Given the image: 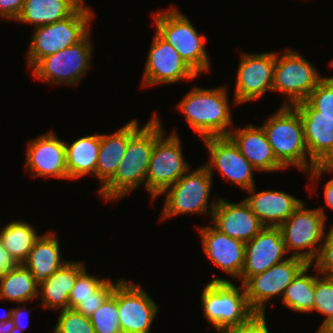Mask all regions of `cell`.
I'll use <instances>...</instances> for the list:
<instances>
[{
  "label": "cell",
  "mask_w": 333,
  "mask_h": 333,
  "mask_svg": "<svg viewBox=\"0 0 333 333\" xmlns=\"http://www.w3.org/2000/svg\"><path fill=\"white\" fill-rule=\"evenodd\" d=\"M261 127L276 159L285 168L293 166L308 173L313 183L324 173L332 172L333 174V165H317L310 157H307L303 122L299 112L293 106L282 105L264 121Z\"/></svg>",
  "instance_id": "cell-1"
},
{
  "label": "cell",
  "mask_w": 333,
  "mask_h": 333,
  "mask_svg": "<svg viewBox=\"0 0 333 333\" xmlns=\"http://www.w3.org/2000/svg\"><path fill=\"white\" fill-rule=\"evenodd\" d=\"M138 120L128 121V146L115 175L99 189L107 202L118 201L130 191L143 185L149 168L151 153L156 142V114L139 127Z\"/></svg>",
  "instance_id": "cell-2"
},
{
  "label": "cell",
  "mask_w": 333,
  "mask_h": 333,
  "mask_svg": "<svg viewBox=\"0 0 333 333\" xmlns=\"http://www.w3.org/2000/svg\"><path fill=\"white\" fill-rule=\"evenodd\" d=\"M225 86L192 88L177 105L185 120L201 137L228 136L232 130V115Z\"/></svg>",
  "instance_id": "cell-3"
},
{
  "label": "cell",
  "mask_w": 333,
  "mask_h": 333,
  "mask_svg": "<svg viewBox=\"0 0 333 333\" xmlns=\"http://www.w3.org/2000/svg\"><path fill=\"white\" fill-rule=\"evenodd\" d=\"M156 33L169 43L184 62L199 76L210 71V61L206 52V36L199 34L187 16L177 8L158 11L153 14Z\"/></svg>",
  "instance_id": "cell-4"
},
{
  "label": "cell",
  "mask_w": 333,
  "mask_h": 333,
  "mask_svg": "<svg viewBox=\"0 0 333 333\" xmlns=\"http://www.w3.org/2000/svg\"><path fill=\"white\" fill-rule=\"evenodd\" d=\"M96 17L84 2L67 18L33 29L27 51V67L31 69L41 58L80 42L91 31Z\"/></svg>",
  "instance_id": "cell-5"
},
{
  "label": "cell",
  "mask_w": 333,
  "mask_h": 333,
  "mask_svg": "<svg viewBox=\"0 0 333 333\" xmlns=\"http://www.w3.org/2000/svg\"><path fill=\"white\" fill-rule=\"evenodd\" d=\"M241 285L238 287L230 280L215 277L204 286L202 311L217 333L244 323L255 313L248 303L244 285Z\"/></svg>",
  "instance_id": "cell-6"
},
{
  "label": "cell",
  "mask_w": 333,
  "mask_h": 333,
  "mask_svg": "<svg viewBox=\"0 0 333 333\" xmlns=\"http://www.w3.org/2000/svg\"><path fill=\"white\" fill-rule=\"evenodd\" d=\"M154 113L156 114V142L145 178V189L152 200L161 196L168 187L191 169L184 159L182 141L177 132L173 131L166 137L158 113L156 111Z\"/></svg>",
  "instance_id": "cell-7"
},
{
  "label": "cell",
  "mask_w": 333,
  "mask_h": 333,
  "mask_svg": "<svg viewBox=\"0 0 333 333\" xmlns=\"http://www.w3.org/2000/svg\"><path fill=\"white\" fill-rule=\"evenodd\" d=\"M212 178L204 165L182 175L161 194L166 197L160 220L189 213L212 216L218 202L216 197L209 203Z\"/></svg>",
  "instance_id": "cell-8"
},
{
  "label": "cell",
  "mask_w": 333,
  "mask_h": 333,
  "mask_svg": "<svg viewBox=\"0 0 333 333\" xmlns=\"http://www.w3.org/2000/svg\"><path fill=\"white\" fill-rule=\"evenodd\" d=\"M324 209H307L305 202L295 209L293 214L279 226L287 253L304 259L312 264L319 254L326 236Z\"/></svg>",
  "instance_id": "cell-9"
},
{
  "label": "cell",
  "mask_w": 333,
  "mask_h": 333,
  "mask_svg": "<svg viewBox=\"0 0 333 333\" xmlns=\"http://www.w3.org/2000/svg\"><path fill=\"white\" fill-rule=\"evenodd\" d=\"M92 44L89 32L80 42L41 58L30 69L33 77L49 84L77 86L90 69Z\"/></svg>",
  "instance_id": "cell-10"
},
{
  "label": "cell",
  "mask_w": 333,
  "mask_h": 333,
  "mask_svg": "<svg viewBox=\"0 0 333 333\" xmlns=\"http://www.w3.org/2000/svg\"><path fill=\"white\" fill-rule=\"evenodd\" d=\"M283 53L279 56L276 52L272 91L285 94L283 106H294L306 101L324 77L300 53L292 49Z\"/></svg>",
  "instance_id": "cell-11"
},
{
  "label": "cell",
  "mask_w": 333,
  "mask_h": 333,
  "mask_svg": "<svg viewBox=\"0 0 333 333\" xmlns=\"http://www.w3.org/2000/svg\"><path fill=\"white\" fill-rule=\"evenodd\" d=\"M308 263L299 257L289 256L263 273L250 277L243 285L248 303L255 313H265L267 303L283 295L285 288Z\"/></svg>",
  "instance_id": "cell-12"
},
{
  "label": "cell",
  "mask_w": 333,
  "mask_h": 333,
  "mask_svg": "<svg viewBox=\"0 0 333 333\" xmlns=\"http://www.w3.org/2000/svg\"><path fill=\"white\" fill-rule=\"evenodd\" d=\"M237 69L234 105L256 101L272 91L276 52L244 53Z\"/></svg>",
  "instance_id": "cell-13"
},
{
  "label": "cell",
  "mask_w": 333,
  "mask_h": 333,
  "mask_svg": "<svg viewBox=\"0 0 333 333\" xmlns=\"http://www.w3.org/2000/svg\"><path fill=\"white\" fill-rule=\"evenodd\" d=\"M209 151L210 160L203 164L211 176L216 169L222 177L247 191L255 186L253 172L257 170L239 151L228 136L202 139Z\"/></svg>",
  "instance_id": "cell-14"
},
{
  "label": "cell",
  "mask_w": 333,
  "mask_h": 333,
  "mask_svg": "<svg viewBox=\"0 0 333 333\" xmlns=\"http://www.w3.org/2000/svg\"><path fill=\"white\" fill-rule=\"evenodd\" d=\"M117 305L122 333H150L159 305L134 282L117 284Z\"/></svg>",
  "instance_id": "cell-15"
},
{
  "label": "cell",
  "mask_w": 333,
  "mask_h": 333,
  "mask_svg": "<svg viewBox=\"0 0 333 333\" xmlns=\"http://www.w3.org/2000/svg\"><path fill=\"white\" fill-rule=\"evenodd\" d=\"M146 59L142 86L173 84L181 80H192L198 75L184 62L169 43L156 32Z\"/></svg>",
  "instance_id": "cell-16"
},
{
  "label": "cell",
  "mask_w": 333,
  "mask_h": 333,
  "mask_svg": "<svg viewBox=\"0 0 333 333\" xmlns=\"http://www.w3.org/2000/svg\"><path fill=\"white\" fill-rule=\"evenodd\" d=\"M26 170L34 177L68 179L65 141L53 131L28 141Z\"/></svg>",
  "instance_id": "cell-17"
},
{
  "label": "cell",
  "mask_w": 333,
  "mask_h": 333,
  "mask_svg": "<svg viewBox=\"0 0 333 333\" xmlns=\"http://www.w3.org/2000/svg\"><path fill=\"white\" fill-rule=\"evenodd\" d=\"M286 254L279 227L265 226L252 240L245 243L244 266L239 282L244 284L250 277L283 262L287 259L284 256Z\"/></svg>",
  "instance_id": "cell-18"
},
{
  "label": "cell",
  "mask_w": 333,
  "mask_h": 333,
  "mask_svg": "<svg viewBox=\"0 0 333 333\" xmlns=\"http://www.w3.org/2000/svg\"><path fill=\"white\" fill-rule=\"evenodd\" d=\"M211 221L220 232L244 243L252 240L265 226L242 200L238 203L218 198Z\"/></svg>",
  "instance_id": "cell-19"
},
{
  "label": "cell",
  "mask_w": 333,
  "mask_h": 333,
  "mask_svg": "<svg viewBox=\"0 0 333 333\" xmlns=\"http://www.w3.org/2000/svg\"><path fill=\"white\" fill-rule=\"evenodd\" d=\"M204 253L217 268L239 279L244 266L245 243L227 236L213 225L199 227Z\"/></svg>",
  "instance_id": "cell-20"
},
{
  "label": "cell",
  "mask_w": 333,
  "mask_h": 333,
  "mask_svg": "<svg viewBox=\"0 0 333 333\" xmlns=\"http://www.w3.org/2000/svg\"><path fill=\"white\" fill-rule=\"evenodd\" d=\"M228 137L241 154L258 170L276 172L286 168L276 159L263 128L252 124L244 128H233Z\"/></svg>",
  "instance_id": "cell-21"
},
{
  "label": "cell",
  "mask_w": 333,
  "mask_h": 333,
  "mask_svg": "<svg viewBox=\"0 0 333 333\" xmlns=\"http://www.w3.org/2000/svg\"><path fill=\"white\" fill-rule=\"evenodd\" d=\"M246 192L250 195L245 202L260 222L269 227H279L303 201L279 190L257 192L255 186Z\"/></svg>",
  "instance_id": "cell-22"
},
{
  "label": "cell",
  "mask_w": 333,
  "mask_h": 333,
  "mask_svg": "<svg viewBox=\"0 0 333 333\" xmlns=\"http://www.w3.org/2000/svg\"><path fill=\"white\" fill-rule=\"evenodd\" d=\"M86 269L83 261H67L39 286V299L44 308L69 309V294L77 277Z\"/></svg>",
  "instance_id": "cell-23"
},
{
  "label": "cell",
  "mask_w": 333,
  "mask_h": 333,
  "mask_svg": "<svg viewBox=\"0 0 333 333\" xmlns=\"http://www.w3.org/2000/svg\"><path fill=\"white\" fill-rule=\"evenodd\" d=\"M301 119L308 157L317 165H333V117L301 116Z\"/></svg>",
  "instance_id": "cell-24"
},
{
  "label": "cell",
  "mask_w": 333,
  "mask_h": 333,
  "mask_svg": "<svg viewBox=\"0 0 333 333\" xmlns=\"http://www.w3.org/2000/svg\"><path fill=\"white\" fill-rule=\"evenodd\" d=\"M60 243L54 232H46L35 241L23 262L33 273L35 282L40 286L68 260H63Z\"/></svg>",
  "instance_id": "cell-25"
},
{
  "label": "cell",
  "mask_w": 333,
  "mask_h": 333,
  "mask_svg": "<svg viewBox=\"0 0 333 333\" xmlns=\"http://www.w3.org/2000/svg\"><path fill=\"white\" fill-rule=\"evenodd\" d=\"M85 0H25L17 22L34 28L69 17Z\"/></svg>",
  "instance_id": "cell-26"
},
{
  "label": "cell",
  "mask_w": 333,
  "mask_h": 333,
  "mask_svg": "<svg viewBox=\"0 0 333 333\" xmlns=\"http://www.w3.org/2000/svg\"><path fill=\"white\" fill-rule=\"evenodd\" d=\"M128 146V123L113 134H100L96 178L101 189L116 173Z\"/></svg>",
  "instance_id": "cell-27"
},
{
  "label": "cell",
  "mask_w": 333,
  "mask_h": 333,
  "mask_svg": "<svg viewBox=\"0 0 333 333\" xmlns=\"http://www.w3.org/2000/svg\"><path fill=\"white\" fill-rule=\"evenodd\" d=\"M65 146L68 180H76L89 174L96 176L100 134L80 137L71 144L65 142Z\"/></svg>",
  "instance_id": "cell-28"
},
{
  "label": "cell",
  "mask_w": 333,
  "mask_h": 333,
  "mask_svg": "<svg viewBox=\"0 0 333 333\" xmlns=\"http://www.w3.org/2000/svg\"><path fill=\"white\" fill-rule=\"evenodd\" d=\"M39 285L32 271L22 264H15L0 276V299L18 304L39 298Z\"/></svg>",
  "instance_id": "cell-29"
},
{
  "label": "cell",
  "mask_w": 333,
  "mask_h": 333,
  "mask_svg": "<svg viewBox=\"0 0 333 333\" xmlns=\"http://www.w3.org/2000/svg\"><path fill=\"white\" fill-rule=\"evenodd\" d=\"M40 237L26 221H13L1 228L0 242L14 264H22Z\"/></svg>",
  "instance_id": "cell-30"
},
{
  "label": "cell",
  "mask_w": 333,
  "mask_h": 333,
  "mask_svg": "<svg viewBox=\"0 0 333 333\" xmlns=\"http://www.w3.org/2000/svg\"><path fill=\"white\" fill-rule=\"evenodd\" d=\"M312 264L306 265L285 288L282 302L291 310L299 313L313 312L315 275H307Z\"/></svg>",
  "instance_id": "cell-31"
},
{
  "label": "cell",
  "mask_w": 333,
  "mask_h": 333,
  "mask_svg": "<svg viewBox=\"0 0 333 333\" xmlns=\"http://www.w3.org/2000/svg\"><path fill=\"white\" fill-rule=\"evenodd\" d=\"M121 280L113 282L109 278L100 279V277L88 274L85 269L77 277L69 294V309L76 310L83 301L88 299H107Z\"/></svg>",
  "instance_id": "cell-32"
},
{
  "label": "cell",
  "mask_w": 333,
  "mask_h": 333,
  "mask_svg": "<svg viewBox=\"0 0 333 333\" xmlns=\"http://www.w3.org/2000/svg\"><path fill=\"white\" fill-rule=\"evenodd\" d=\"M300 116L333 117V76L325 77L310 93L306 101L293 106Z\"/></svg>",
  "instance_id": "cell-33"
},
{
  "label": "cell",
  "mask_w": 333,
  "mask_h": 333,
  "mask_svg": "<svg viewBox=\"0 0 333 333\" xmlns=\"http://www.w3.org/2000/svg\"><path fill=\"white\" fill-rule=\"evenodd\" d=\"M325 316L317 333H327L333 327V276L315 275L313 312Z\"/></svg>",
  "instance_id": "cell-34"
},
{
  "label": "cell",
  "mask_w": 333,
  "mask_h": 333,
  "mask_svg": "<svg viewBox=\"0 0 333 333\" xmlns=\"http://www.w3.org/2000/svg\"><path fill=\"white\" fill-rule=\"evenodd\" d=\"M117 305V285L113 293L90 316L95 333H122Z\"/></svg>",
  "instance_id": "cell-35"
},
{
  "label": "cell",
  "mask_w": 333,
  "mask_h": 333,
  "mask_svg": "<svg viewBox=\"0 0 333 333\" xmlns=\"http://www.w3.org/2000/svg\"><path fill=\"white\" fill-rule=\"evenodd\" d=\"M53 333H95L90 317L73 309L61 310Z\"/></svg>",
  "instance_id": "cell-36"
},
{
  "label": "cell",
  "mask_w": 333,
  "mask_h": 333,
  "mask_svg": "<svg viewBox=\"0 0 333 333\" xmlns=\"http://www.w3.org/2000/svg\"><path fill=\"white\" fill-rule=\"evenodd\" d=\"M313 263V270L324 276H333V225L326 233L320 251Z\"/></svg>",
  "instance_id": "cell-37"
},
{
  "label": "cell",
  "mask_w": 333,
  "mask_h": 333,
  "mask_svg": "<svg viewBox=\"0 0 333 333\" xmlns=\"http://www.w3.org/2000/svg\"><path fill=\"white\" fill-rule=\"evenodd\" d=\"M265 313H254L247 321L221 330L219 333H270Z\"/></svg>",
  "instance_id": "cell-38"
},
{
  "label": "cell",
  "mask_w": 333,
  "mask_h": 333,
  "mask_svg": "<svg viewBox=\"0 0 333 333\" xmlns=\"http://www.w3.org/2000/svg\"><path fill=\"white\" fill-rule=\"evenodd\" d=\"M25 0H0V18L14 20L19 17Z\"/></svg>",
  "instance_id": "cell-39"
},
{
  "label": "cell",
  "mask_w": 333,
  "mask_h": 333,
  "mask_svg": "<svg viewBox=\"0 0 333 333\" xmlns=\"http://www.w3.org/2000/svg\"><path fill=\"white\" fill-rule=\"evenodd\" d=\"M21 305L17 306L16 308L10 309V310H6V313L10 316V318L13 320L14 326H15V333H21L22 330H24L26 328V326L24 325V323L26 322V320H28L27 318L29 317V315L26 313H24V307H20ZM27 315V317H26ZM25 321V322H24Z\"/></svg>",
  "instance_id": "cell-40"
},
{
  "label": "cell",
  "mask_w": 333,
  "mask_h": 333,
  "mask_svg": "<svg viewBox=\"0 0 333 333\" xmlns=\"http://www.w3.org/2000/svg\"><path fill=\"white\" fill-rule=\"evenodd\" d=\"M106 299H88L76 309V311L84 316L90 317Z\"/></svg>",
  "instance_id": "cell-41"
},
{
  "label": "cell",
  "mask_w": 333,
  "mask_h": 333,
  "mask_svg": "<svg viewBox=\"0 0 333 333\" xmlns=\"http://www.w3.org/2000/svg\"><path fill=\"white\" fill-rule=\"evenodd\" d=\"M14 265L15 264L13 263V261L11 260L8 253L5 251L4 247L0 242V276Z\"/></svg>",
  "instance_id": "cell-42"
},
{
  "label": "cell",
  "mask_w": 333,
  "mask_h": 333,
  "mask_svg": "<svg viewBox=\"0 0 333 333\" xmlns=\"http://www.w3.org/2000/svg\"><path fill=\"white\" fill-rule=\"evenodd\" d=\"M0 333H15L13 320L6 312L0 317Z\"/></svg>",
  "instance_id": "cell-43"
},
{
  "label": "cell",
  "mask_w": 333,
  "mask_h": 333,
  "mask_svg": "<svg viewBox=\"0 0 333 333\" xmlns=\"http://www.w3.org/2000/svg\"><path fill=\"white\" fill-rule=\"evenodd\" d=\"M324 198L327 206L333 209V178L325 183Z\"/></svg>",
  "instance_id": "cell-44"
},
{
  "label": "cell",
  "mask_w": 333,
  "mask_h": 333,
  "mask_svg": "<svg viewBox=\"0 0 333 333\" xmlns=\"http://www.w3.org/2000/svg\"><path fill=\"white\" fill-rule=\"evenodd\" d=\"M327 333H333V327Z\"/></svg>",
  "instance_id": "cell-45"
}]
</instances>
